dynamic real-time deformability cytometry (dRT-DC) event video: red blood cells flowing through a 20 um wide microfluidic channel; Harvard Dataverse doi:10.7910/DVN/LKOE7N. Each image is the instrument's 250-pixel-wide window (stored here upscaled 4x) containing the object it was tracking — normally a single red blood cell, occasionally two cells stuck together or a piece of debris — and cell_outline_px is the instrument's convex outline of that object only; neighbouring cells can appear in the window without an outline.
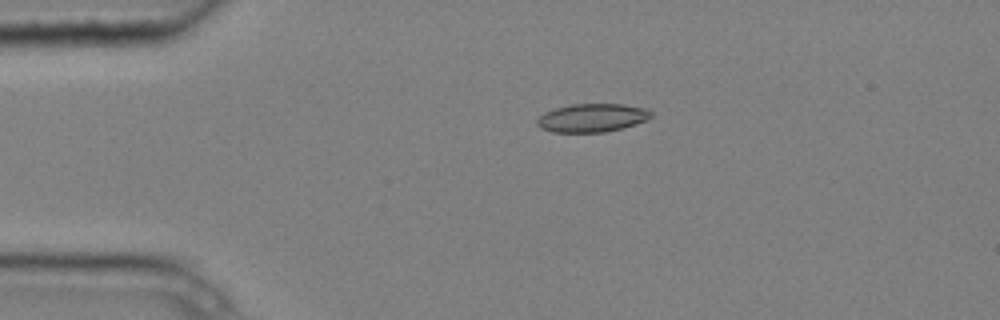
{"species": "common noctule bat (a hibernating species)", "species_latin": "Nyctalus noctula", "temperature_condition": "cold", "stored_images_in_passage": 5, "camera_frame_rate_fps": 3000, "um_per_image_px": 0.085, "animal": {"sex": "male", "body_mass_g": 20.4}, "frame": {"image": 1, "passage_image": 4, "time_ms": 1.0, "image_size_px": [1000, 320], "cell_outline_px": [[652, 116], [648, 120], [636, 124], [604, 132], [552, 132], [540, 128], [536, 124], [536, 120], [544, 112], [556, 108], [572, 104], [624, 104], [648, 108], [652, 112]], "centroid_in_image_um": [50.34, 10.01], "position_along_channel_um": 34.7, "area_um2": 18.96}}